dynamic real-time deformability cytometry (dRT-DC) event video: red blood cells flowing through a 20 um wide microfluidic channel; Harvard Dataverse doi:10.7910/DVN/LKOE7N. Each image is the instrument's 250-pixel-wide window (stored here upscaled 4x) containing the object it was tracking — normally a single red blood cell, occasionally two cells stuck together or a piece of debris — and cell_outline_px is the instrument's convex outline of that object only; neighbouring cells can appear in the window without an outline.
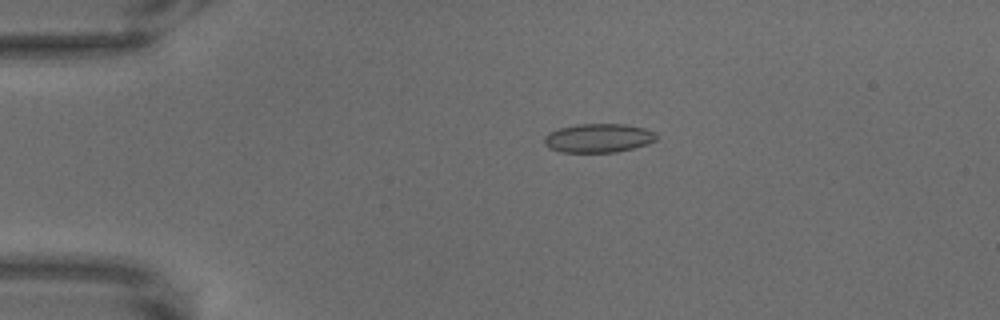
{"species": "common noctule bat (a hibernating species)", "species_latin": "Nyctalus noctula", "temperature_condition": "warm", "stored_images_in_passage": 67, "camera_frame_rate_fps": 3000, "um_per_image_px": 0.085, "animal": {"sex": "male", "body_mass_g": 18.8}, "frame": {"image": 1, "passage_image": 14, "time_ms": 4.333, "image_size_px": [1000, 320], "cell_outline_px": [[656, 140], [632, 148], [616, 152], [560, 152], [548, 148], [544, 144], [544, 136], [548, 132], [560, 128], [576, 124], [624, 124], [644, 128], [656, 132]], "centroid_in_image_um": [50.81, 11.73], "position_along_channel_um": 34.2, "area_um2": 18.84}}
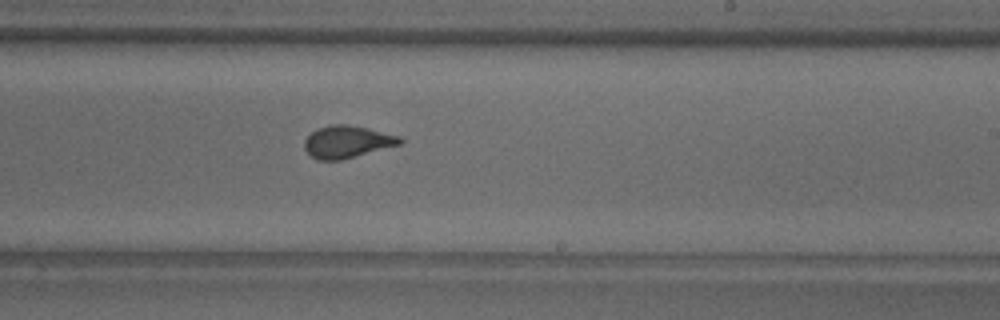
{"frame": {"image": 2, "passage_image": 41, "time_ms": 13.333, "image_size_px": [1000, 320], "cell_outline_px": [[404, 140], [400, 144], [340, 160], [316, 160], [304, 148], [304, 140], [316, 128], [332, 124], [348, 124], [400, 136]], "centroid_in_image_um": [29.47, 12.04], "position_along_channel_um": 259.5, "area_um2": 17.74}}
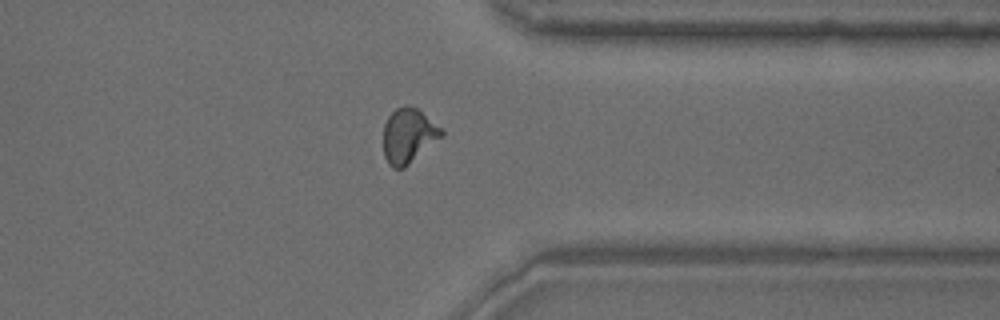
{"frame": {"image": 3, "passage_image": 53, "time_ms": 17.333, "image_size_px": [1000, 320], "cell_outline_px": [[444, 136], [404, 168], [392, 168], [388, 164], [384, 156], [384, 124], [388, 116], [396, 108], [404, 104], [408, 104], [416, 108], [440, 128], [444, 132]], "centroid_in_image_um": [34.7, 11.54], "position_along_channel_um": 376.7, "area_um2": 18.5}}